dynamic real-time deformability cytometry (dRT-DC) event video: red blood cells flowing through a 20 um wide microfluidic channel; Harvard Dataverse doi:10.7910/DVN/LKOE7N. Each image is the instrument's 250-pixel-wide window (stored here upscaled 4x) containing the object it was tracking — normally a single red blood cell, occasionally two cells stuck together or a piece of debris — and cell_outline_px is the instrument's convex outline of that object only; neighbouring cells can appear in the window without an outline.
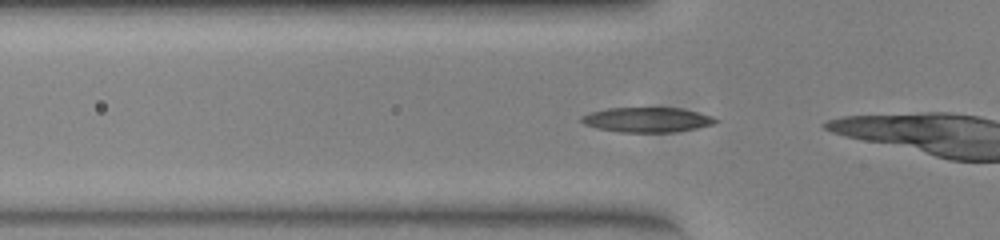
{"species": "common noctule bat (a hibernating species)", "species_latin": "Nyctalus noctula", "temperature_condition": "warm", "stored_images_in_passage": 11, "camera_frame_rate_fps": 3000, "um_per_image_px": 0.085, "animal": {"sex": "female", "body_mass_g": 23.0, "forearm_length_mm": 53.4}, "frame": {"image": 1, "passage_image": 2, "time_ms": 0.333, "image_size_px": [1000, 240], "cell_outline_px": [[720, 120], [716, 124], [676, 132], [620, 132], [596, 128], [584, 124], [580, 120], [580, 116], [592, 112], [608, 108], [680, 108], [712, 116]], "centroid_in_image_um": [55.02, 10.19], "position_along_channel_um": 70.8, "area_um2": 19.42}}
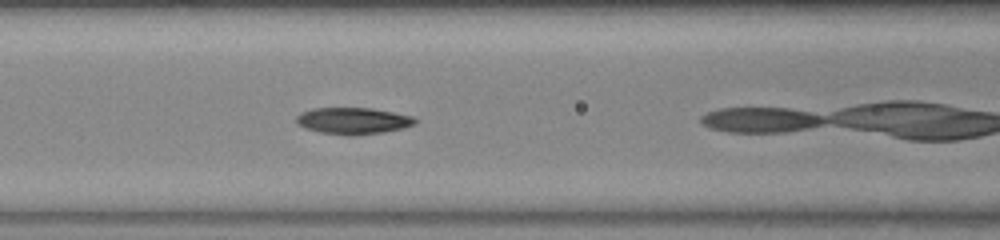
{"frame": {"image": 2, "passage_image": 7, "time_ms": 2.0, "image_size_px": [1000, 240], "cell_outline_px": [[416, 124], [404, 128], [380, 132], [348, 136], [320, 132], [296, 124], [296, 116], [300, 112], [312, 108], [372, 108], [412, 116], [416, 120]], "centroid_in_image_um": [29.99, 10.26], "position_along_channel_um": 136.6, "area_um2": 18.32}}
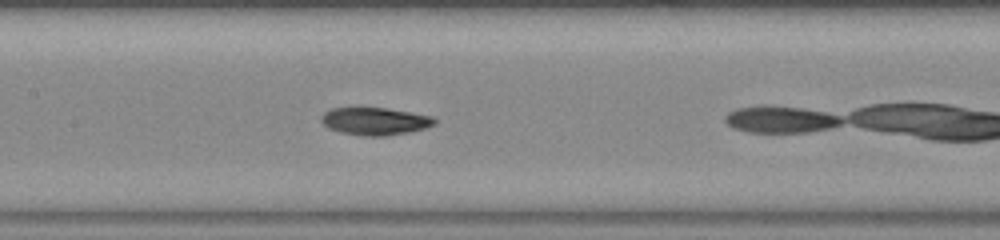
{"frame": {"image": 3, "passage_image": 10, "time_ms": 3.0, "image_size_px": [1000, 240], "cell_outline_px": [[436, 124], [424, 128], [408, 132], [384, 136], [364, 136], [340, 132], [328, 128], [320, 120], [320, 116], [324, 112], [332, 108], [388, 108], [432, 116], [436, 120]], "centroid_in_image_um": [31.85, 10.3], "position_along_channel_um": 175.5, "area_um2": 18.15}}